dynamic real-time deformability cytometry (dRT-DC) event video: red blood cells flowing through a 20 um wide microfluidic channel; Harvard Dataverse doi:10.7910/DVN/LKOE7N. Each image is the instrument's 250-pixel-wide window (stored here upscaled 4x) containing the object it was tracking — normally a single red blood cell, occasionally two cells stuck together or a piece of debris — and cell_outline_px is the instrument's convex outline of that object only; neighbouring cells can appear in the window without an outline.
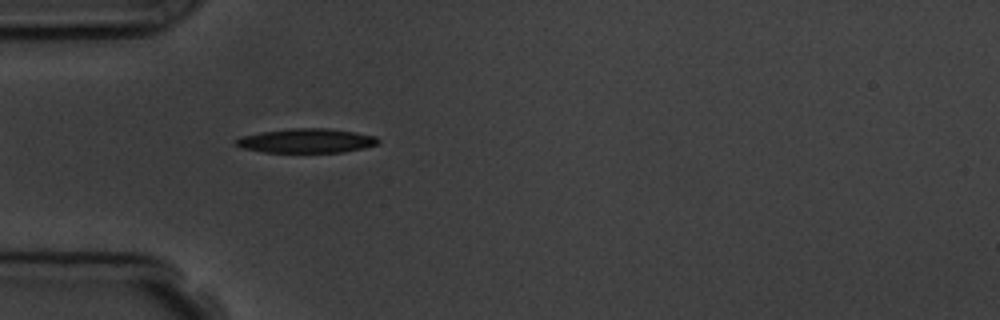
{"species": "common noctule bat (a hibernating species)", "species_latin": "Nyctalus noctula", "temperature_condition": "room temperature", "stored_images_in_passage": 5, "camera_frame_rate_fps": 3000, "um_per_image_px": 0.085, "animal": {"sex": "male", "body_mass_g": 19.5, "forearm_length_mm": 54.6}, "frame": {"image": 1, "passage_image": 5, "time_ms": 5.333, "image_size_px": [1000, 320], "cell_outline_px": [[380, 140], [376, 144], [364, 148], [344, 152], [264, 152], [244, 148], [232, 144], [236, 140], [244, 136], [264, 132], [292, 128], [328, 128], [356, 132], [376, 136]], "centroid_in_image_um": [26.09, 11.96], "position_along_channel_um": 58.9, "area_um2": 19.94}}